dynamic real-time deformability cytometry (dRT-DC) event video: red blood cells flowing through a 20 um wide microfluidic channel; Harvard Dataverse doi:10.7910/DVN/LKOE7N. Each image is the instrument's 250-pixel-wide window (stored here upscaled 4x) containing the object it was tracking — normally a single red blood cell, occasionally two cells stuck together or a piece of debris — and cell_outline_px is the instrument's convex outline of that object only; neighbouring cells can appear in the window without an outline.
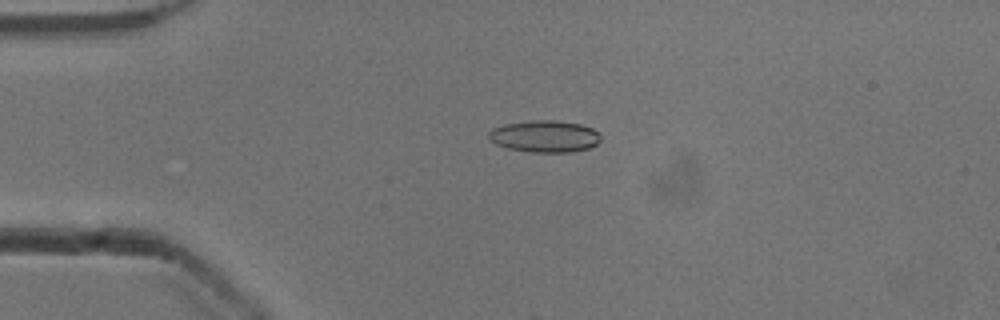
{"species": "common noctule bat (a hibernating species)", "species_latin": "Nyctalus noctula", "temperature_condition": "cold", "stored_images_in_passage": 5, "camera_frame_rate_fps": 3000, "um_per_image_px": 0.085, "animal": {"sex": "male", "body_mass_g": 13.3}, "frame": {"image": 1, "passage_image": 4, "time_ms": 1.0, "image_size_px": [1000, 320], "cell_outline_px": [[600, 140], [596, 144], [588, 148], [572, 152], [532, 152], [508, 148], [496, 144], [488, 136], [488, 132], [492, 128], [504, 124], [528, 120], [556, 120], [580, 124], [592, 128], [600, 136]], "centroid_in_image_um": [46.28, 11.58], "position_along_channel_um": 38.7, "area_um2": 20.75}}